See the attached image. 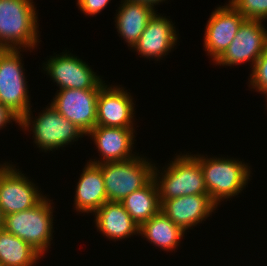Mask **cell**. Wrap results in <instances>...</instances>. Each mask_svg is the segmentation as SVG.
<instances>
[{"mask_svg":"<svg viewBox=\"0 0 267 266\" xmlns=\"http://www.w3.org/2000/svg\"><path fill=\"white\" fill-rule=\"evenodd\" d=\"M42 255L17 236L0 229V263L4 266H34Z\"/></svg>","mask_w":267,"mask_h":266,"instance_id":"7402d4cb","label":"cell"},{"mask_svg":"<svg viewBox=\"0 0 267 266\" xmlns=\"http://www.w3.org/2000/svg\"><path fill=\"white\" fill-rule=\"evenodd\" d=\"M123 1V2H122ZM115 17L119 37L123 38L132 49L144 32L156 9L144 4L122 0Z\"/></svg>","mask_w":267,"mask_h":266,"instance_id":"d6986e66","label":"cell"},{"mask_svg":"<svg viewBox=\"0 0 267 266\" xmlns=\"http://www.w3.org/2000/svg\"><path fill=\"white\" fill-rule=\"evenodd\" d=\"M249 77L251 89L261 94L267 92V49L255 62Z\"/></svg>","mask_w":267,"mask_h":266,"instance_id":"cb8c5ba5","label":"cell"},{"mask_svg":"<svg viewBox=\"0 0 267 266\" xmlns=\"http://www.w3.org/2000/svg\"><path fill=\"white\" fill-rule=\"evenodd\" d=\"M97 231L111 240L139 235V226L125 210L121 202H105L95 213Z\"/></svg>","mask_w":267,"mask_h":266,"instance_id":"ac0fdd59","label":"cell"},{"mask_svg":"<svg viewBox=\"0 0 267 266\" xmlns=\"http://www.w3.org/2000/svg\"><path fill=\"white\" fill-rule=\"evenodd\" d=\"M217 207L208 194H194L165 200L161 204V211L186 232L203 220L206 221Z\"/></svg>","mask_w":267,"mask_h":266,"instance_id":"5bb4252c","label":"cell"},{"mask_svg":"<svg viewBox=\"0 0 267 266\" xmlns=\"http://www.w3.org/2000/svg\"><path fill=\"white\" fill-rule=\"evenodd\" d=\"M100 90H57L51 105L87 135L96 127L97 99Z\"/></svg>","mask_w":267,"mask_h":266,"instance_id":"8fae6325","label":"cell"},{"mask_svg":"<svg viewBox=\"0 0 267 266\" xmlns=\"http://www.w3.org/2000/svg\"><path fill=\"white\" fill-rule=\"evenodd\" d=\"M3 226H4V215L0 208V229H3Z\"/></svg>","mask_w":267,"mask_h":266,"instance_id":"83f0119b","label":"cell"},{"mask_svg":"<svg viewBox=\"0 0 267 266\" xmlns=\"http://www.w3.org/2000/svg\"><path fill=\"white\" fill-rule=\"evenodd\" d=\"M20 52V49H0V103L21 119L31 104Z\"/></svg>","mask_w":267,"mask_h":266,"instance_id":"52a82bcc","label":"cell"},{"mask_svg":"<svg viewBox=\"0 0 267 266\" xmlns=\"http://www.w3.org/2000/svg\"><path fill=\"white\" fill-rule=\"evenodd\" d=\"M138 155L139 153L134 158L123 161L98 164L102 171L108 201L121 202L153 178L156 164Z\"/></svg>","mask_w":267,"mask_h":266,"instance_id":"8992f818","label":"cell"},{"mask_svg":"<svg viewBox=\"0 0 267 266\" xmlns=\"http://www.w3.org/2000/svg\"><path fill=\"white\" fill-rule=\"evenodd\" d=\"M202 167L203 178L210 199L218 206L224 199L237 196L250 180V166L231 158L193 155Z\"/></svg>","mask_w":267,"mask_h":266,"instance_id":"7a4b0ae2","label":"cell"},{"mask_svg":"<svg viewBox=\"0 0 267 266\" xmlns=\"http://www.w3.org/2000/svg\"><path fill=\"white\" fill-rule=\"evenodd\" d=\"M18 123L20 125V118L13 113L8 107L4 106L2 103H0V130L1 128L4 129V127L12 121Z\"/></svg>","mask_w":267,"mask_h":266,"instance_id":"484cf974","label":"cell"},{"mask_svg":"<svg viewBox=\"0 0 267 266\" xmlns=\"http://www.w3.org/2000/svg\"><path fill=\"white\" fill-rule=\"evenodd\" d=\"M164 251H175L185 235L161 210L139 228V236Z\"/></svg>","mask_w":267,"mask_h":266,"instance_id":"ffe728a7","label":"cell"},{"mask_svg":"<svg viewBox=\"0 0 267 266\" xmlns=\"http://www.w3.org/2000/svg\"><path fill=\"white\" fill-rule=\"evenodd\" d=\"M34 5L33 0H0V49H35L39 26Z\"/></svg>","mask_w":267,"mask_h":266,"instance_id":"6da1fadb","label":"cell"},{"mask_svg":"<svg viewBox=\"0 0 267 266\" xmlns=\"http://www.w3.org/2000/svg\"><path fill=\"white\" fill-rule=\"evenodd\" d=\"M63 53V54H62ZM51 56L43 63V70L56 82L59 90H100L105 84L85 61L68 52ZM69 53V54H68Z\"/></svg>","mask_w":267,"mask_h":266,"instance_id":"9c48e42d","label":"cell"},{"mask_svg":"<svg viewBox=\"0 0 267 266\" xmlns=\"http://www.w3.org/2000/svg\"><path fill=\"white\" fill-rule=\"evenodd\" d=\"M176 32L174 23L156 12L132 48L138 55L158 61L174 49L178 39Z\"/></svg>","mask_w":267,"mask_h":266,"instance_id":"2e32d148","label":"cell"},{"mask_svg":"<svg viewBox=\"0 0 267 266\" xmlns=\"http://www.w3.org/2000/svg\"><path fill=\"white\" fill-rule=\"evenodd\" d=\"M134 128L96 126L86 136H90L98 148L101 160H89L93 164L123 161L134 158ZM96 160V161H95Z\"/></svg>","mask_w":267,"mask_h":266,"instance_id":"9a60e30c","label":"cell"},{"mask_svg":"<svg viewBox=\"0 0 267 266\" xmlns=\"http://www.w3.org/2000/svg\"><path fill=\"white\" fill-rule=\"evenodd\" d=\"M14 164H0V208L4 216L39 204L46 196Z\"/></svg>","mask_w":267,"mask_h":266,"instance_id":"ba28073f","label":"cell"},{"mask_svg":"<svg viewBox=\"0 0 267 266\" xmlns=\"http://www.w3.org/2000/svg\"><path fill=\"white\" fill-rule=\"evenodd\" d=\"M261 20L245 19L225 52L214 62L220 66L241 65L257 59L267 49V30Z\"/></svg>","mask_w":267,"mask_h":266,"instance_id":"30bf717a","label":"cell"},{"mask_svg":"<svg viewBox=\"0 0 267 266\" xmlns=\"http://www.w3.org/2000/svg\"><path fill=\"white\" fill-rule=\"evenodd\" d=\"M47 107L34 120L31 109L20 119L21 129L33 132V142L37 148L50 152L84 137L81 129L63 117L51 104Z\"/></svg>","mask_w":267,"mask_h":266,"instance_id":"5b68a950","label":"cell"},{"mask_svg":"<svg viewBox=\"0 0 267 266\" xmlns=\"http://www.w3.org/2000/svg\"><path fill=\"white\" fill-rule=\"evenodd\" d=\"M127 1H130V2H136V3H139V4H144V5H147V6H151L153 8L154 5H159V3H162L166 0H127Z\"/></svg>","mask_w":267,"mask_h":266,"instance_id":"4316f807","label":"cell"},{"mask_svg":"<svg viewBox=\"0 0 267 266\" xmlns=\"http://www.w3.org/2000/svg\"><path fill=\"white\" fill-rule=\"evenodd\" d=\"M132 220L140 227L161 210L157 184L152 178L121 201Z\"/></svg>","mask_w":267,"mask_h":266,"instance_id":"44dd1931","label":"cell"},{"mask_svg":"<svg viewBox=\"0 0 267 266\" xmlns=\"http://www.w3.org/2000/svg\"><path fill=\"white\" fill-rule=\"evenodd\" d=\"M165 167L162 168L165 169L163 172H159L157 166L153 169L160 204L180 196L208 194L202 167L193 155L188 152L177 155L174 161H170Z\"/></svg>","mask_w":267,"mask_h":266,"instance_id":"3957f363","label":"cell"},{"mask_svg":"<svg viewBox=\"0 0 267 266\" xmlns=\"http://www.w3.org/2000/svg\"><path fill=\"white\" fill-rule=\"evenodd\" d=\"M125 88L106 85L100 88L97 99L96 126L135 128L133 96ZM129 93V94H128Z\"/></svg>","mask_w":267,"mask_h":266,"instance_id":"7c38bea8","label":"cell"},{"mask_svg":"<svg viewBox=\"0 0 267 266\" xmlns=\"http://www.w3.org/2000/svg\"><path fill=\"white\" fill-rule=\"evenodd\" d=\"M111 0H77L78 8L82 13L94 16L100 13Z\"/></svg>","mask_w":267,"mask_h":266,"instance_id":"d4e9b609","label":"cell"},{"mask_svg":"<svg viewBox=\"0 0 267 266\" xmlns=\"http://www.w3.org/2000/svg\"><path fill=\"white\" fill-rule=\"evenodd\" d=\"M245 19L230 3L212 12L205 29L204 51L213 62L228 48Z\"/></svg>","mask_w":267,"mask_h":266,"instance_id":"4fadbf2b","label":"cell"},{"mask_svg":"<svg viewBox=\"0 0 267 266\" xmlns=\"http://www.w3.org/2000/svg\"><path fill=\"white\" fill-rule=\"evenodd\" d=\"M47 196L35 207L4 216L3 228L37 250L42 257L53 240V208ZM53 230V231H52Z\"/></svg>","mask_w":267,"mask_h":266,"instance_id":"277c9868","label":"cell"},{"mask_svg":"<svg viewBox=\"0 0 267 266\" xmlns=\"http://www.w3.org/2000/svg\"><path fill=\"white\" fill-rule=\"evenodd\" d=\"M229 3L246 19H267V0H229Z\"/></svg>","mask_w":267,"mask_h":266,"instance_id":"603a6c76","label":"cell"},{"mask_svg":"<svg viewBox=\"0 0 267 266\" xmlns=\"http://www.w3.org/2000/svg\"><path fill=\"white\" fill-rule=\"evenodd\" d=\"M84 167L75 190L74 210L93 214L108 201L107 194L99 165L87 162Z\"/></svg>","mask_w":267,"mask_h":266,"instance_id":"e0dca14e","label":"cell"}]
</instances>
